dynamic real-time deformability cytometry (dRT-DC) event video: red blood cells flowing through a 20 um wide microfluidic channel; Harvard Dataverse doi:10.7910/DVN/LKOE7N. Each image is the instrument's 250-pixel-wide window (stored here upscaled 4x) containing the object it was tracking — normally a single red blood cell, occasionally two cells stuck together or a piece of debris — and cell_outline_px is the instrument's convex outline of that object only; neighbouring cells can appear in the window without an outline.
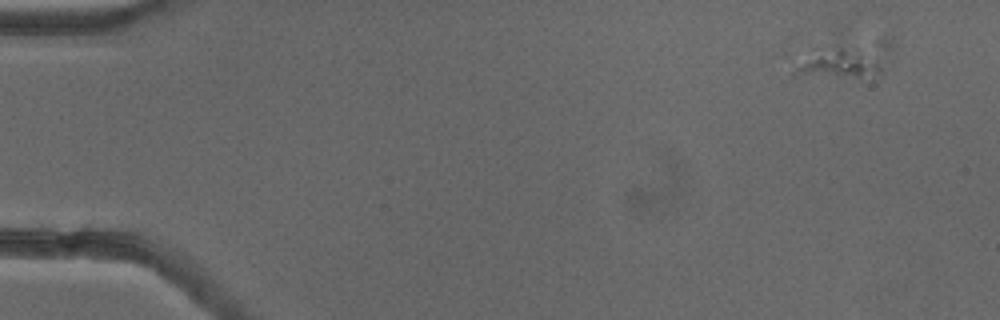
{"species": "common noctule bat (a hibernating species)", "species_latin": "Nyctalus noctula", "temperature_condition": "cold", "stored_images_in_passage": 4, "camera_frame_rate_fps": 3000, "um_per_image_px": 0.085, "animal": {"sex": "female"}, "frame": {"image": 1, "passage_image": 1, "time_ms": 0.0, "image_size_px": [1000, 320], "cell_outline_px": [[892, 48], [888, 68], [884, 72], [860, 76], [796, 76], [792, 72], [812, 48], [816, 44], [840, 24], [856, 12], [892, 36]], "centroid_in_image_um": [72.17, 4.34], "position_along_channel_um": 12.8, "area_um2": 29.59}}